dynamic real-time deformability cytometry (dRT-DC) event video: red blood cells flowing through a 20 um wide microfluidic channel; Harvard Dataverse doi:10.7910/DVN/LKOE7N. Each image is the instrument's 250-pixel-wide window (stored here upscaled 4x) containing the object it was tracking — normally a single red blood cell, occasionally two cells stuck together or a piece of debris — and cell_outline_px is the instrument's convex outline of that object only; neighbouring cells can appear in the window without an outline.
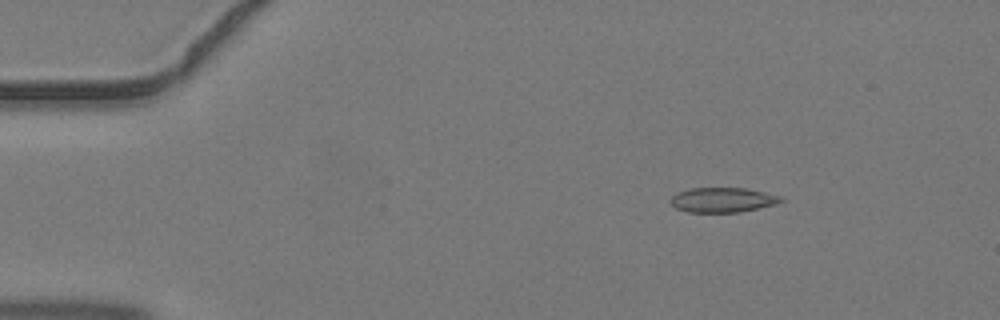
{"species": "common noctule bat (a hibernating species)", "species_latin": "Nyctalus noctula", "temperature_condition": "warm", "stored_images_in_passage": 40, "camera_frame_rate_fps": 3000, "um_per_image_px": 0.085, "animal": {"sex": "male", "body_mass_g": 19.2, "forearm_length_mm": 51.8}, "frame": {"image": 1, "passage_image": 2, "time_ms": 0.333, "image_size_px": [1000, 320], "cell_outline_px": [[784, 200], [776, 204], [740, 212], [688, 212], [676, 208], [668, 200], [676, 192], [688, 188], [748, 188], [780, 196]], "centroid_in_image_um": [61.39, 16.98], "position_along_channel_um": 23.6, "area_um2": 16.01}}
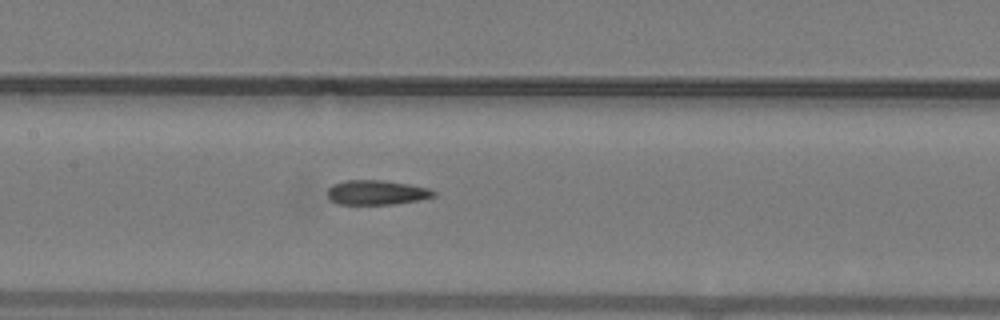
{"frame": {"image": 2, "passage_image": 17, "time_ms": 5.333, "image_size_px": [1000, 320], "cell_outline_px": [[436, 196], [420, 200], [392, 204], [336, 204], [328, 196], [328, 188], [332, 184], [344, 180], [380, 180], [408, 184], [428, 188], [436, 192]], "centroid_in_image_um": [32.0, 16.36], "position_along_channel_um": 175.4, "area_um2": 15.2}}
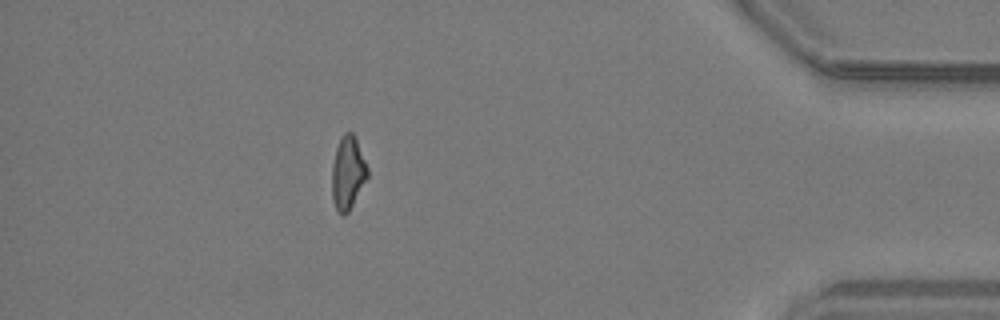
{"frame": {"image": 3, "passage_image": 35, "time_ms": 11.333, "image_size_px": [1000, 320], "cell_outline_px": [[368, 176], [348, 212], [344, 216], [336, 208], [332, 200], [332, 164], [336, 148], [344, 132], [352, 132], [356, 140], [368, 168]], "centroid_in_image_um": [29.55, 14.7], "position_along_channel_um": 405.7, "area_um2": 14.85}}